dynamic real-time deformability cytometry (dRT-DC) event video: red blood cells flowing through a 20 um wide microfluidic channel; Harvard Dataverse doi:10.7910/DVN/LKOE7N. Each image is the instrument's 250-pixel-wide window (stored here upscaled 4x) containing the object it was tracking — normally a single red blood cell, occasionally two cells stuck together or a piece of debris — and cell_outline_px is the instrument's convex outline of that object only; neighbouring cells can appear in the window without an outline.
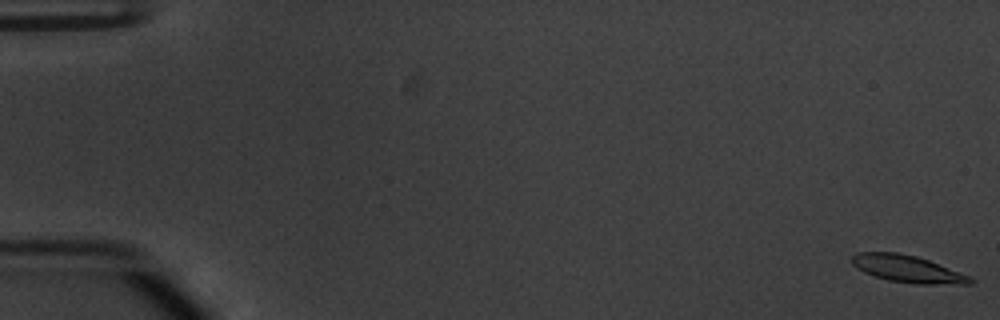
{"species": "common noctule bat (a hibernating species)", "species_latin": "Nyctalus noctula", "temperature_condition": "warm", "stored_images_in_passage": 55, "camera_frame_rate_fps": 3000, "um_per_image_px": 0.085, "animal": {"sex": "male", "body_mass_g": 20.1, "forearm_length_mm": 53.5}, "frame": {"image": 1, "passage_image": 1, "time_ms": 0.0, "image_size_px": [1000, 320], "cell_outline_px": [[976, 280], [972, 284], [916, 284], [888, 280], [864, 272], [852, 264], [852, 256], [856, 252], [896, 252], [916, 256], [928, 260], [972, 276]], "centroid_in_image_um": [77.19, 22.86], "position_along_channel_um": 7.8, "area_um2": 18.73}}
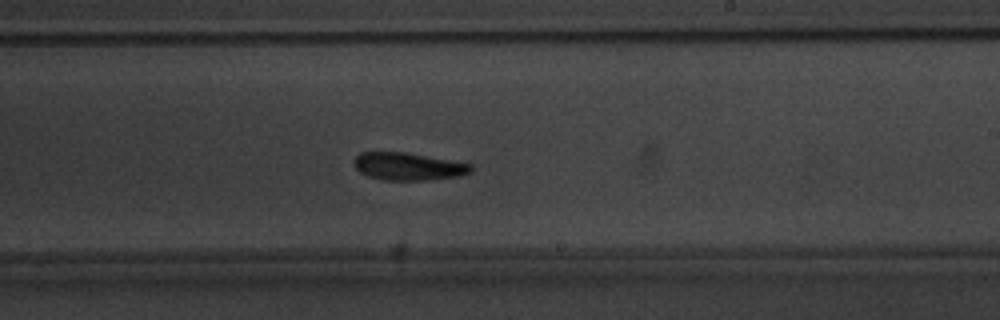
{"frame": {"image": 2, "passage_image": 33, "time_ms": 10.667, "image_size_px": [1000, 320], "cell_outline_px": [[472, 172], [456, 176], [424, 180], [384, 180], [368, 176], [360, 172], [352, 164], [352, 160], [360, 152], [408, 152], [472, 164]], "centroid_in_image_um": [34.65, 14.13], "position_along_channel_um": 254.3, "area_um2": 18.84}}
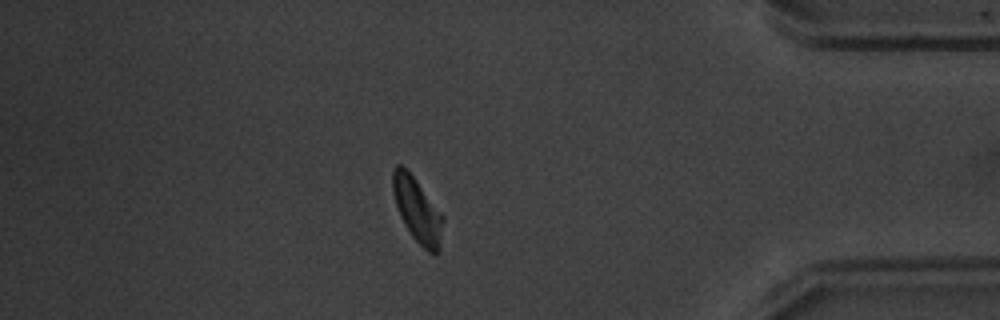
{"frame": {"image": 3, "passage_image": 47, "time_ms": 15.333, "image_size_px": [1000, 320], "cell_outline_px": [[444, 220], [440, 248], [436, 252], [428, 252], [412, 236], [404, 224], [400, 216], [392, 192], [392, 168], [396, 164], [400, 164], [408, 168], [444, 216]], "centroid_in_image_um": [35.46, 17.79], "position_along_channel_um": 399.7, "area_um2": 19.13}, "authors_computed_cell_mechanics": {"area_um2": 18.785, "velocity_mm_per_s": 3.813, "shape_relaxation_time_tau1_ms": 3.4947, "shape_relaxation_time_tau2_ms": 5.1501, "deformation_change_tau1": 0.1138, "deformation_change_tau2": 0.1264}}